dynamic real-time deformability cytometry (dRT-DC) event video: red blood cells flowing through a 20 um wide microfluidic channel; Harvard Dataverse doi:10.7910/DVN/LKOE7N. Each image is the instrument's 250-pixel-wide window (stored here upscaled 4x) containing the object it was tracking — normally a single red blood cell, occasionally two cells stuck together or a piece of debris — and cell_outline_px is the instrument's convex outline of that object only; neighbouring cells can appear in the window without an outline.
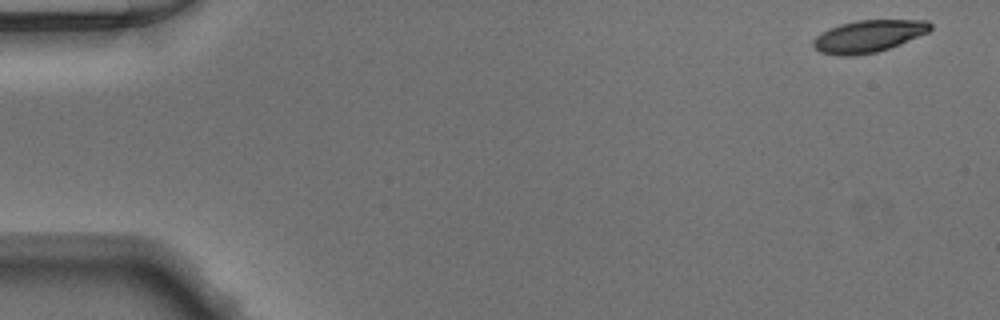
{"species": "Egyptian fruit bat (a non-hibernating species)", "species_latin": "Rousettus aegyptiacus", "temperature_condition": "warm", "stored_images_in_passage": 48, "camera_frame_rate_fps": 3000, "um_per_image_px": 0.085, "animal": {"sex": "male"}, "frame": {"image": 1, "passage_image": 1, "time_ms": 0.0, "image_size_px": [1000, 320], "cell_outline_px": [[932, 28], [928, 32], [888, 48], [876, 52], [852, 56], [840, 56], [820, 52], [812, 44], [812, 40], [816, 36], [828, 28], [840, 24], [856, 20], [928, 20], [932, 24]], "centroid_in_image_um": [73.79, 3.07], "position_along_channel_um": 11.2, "area_um2": 21.85}}
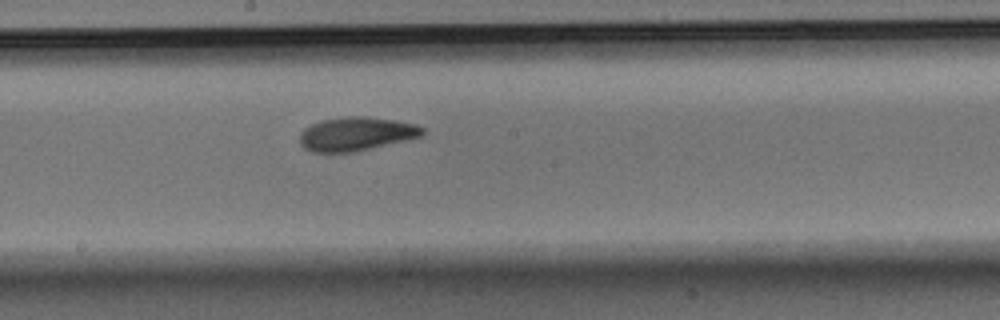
{"frame": {"image": 2, "passage_image": 26, "time_ms": 8.333, "image_size_px": [1000, 320], "cell_outline_px": [[424, 136], [408, 140], [356, 152], [312, 152], [304, 148], [300, 144], [300, 132], [304, 128], [320, 120], [348, 116], [368, 116], [396, 120], [416, 124], [424, 128]], "centroid_in_image_um": [30.31, 11.38], "position_along_channel_um": 217.9, "area_um2": 24.51}}
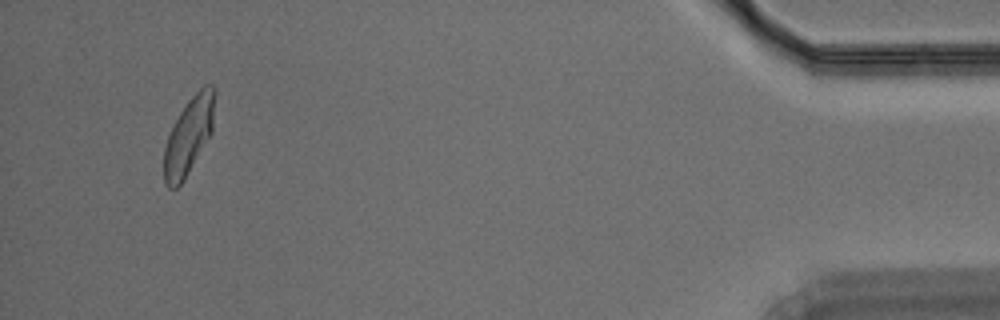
{"frame": {"image": 3, "passage_image": 46, "time_ms": 15.0, "image_size_px": [1000, 320], "cell_outline_px": [[216, 92], [212, 132], [184, 180], [176, 188], [168, 188], [164, 184], [164, 148], [168, 136], [180, 112], [188, 100], [204, 84], [212, 84], [216, 88]], "centroid_in_image_um": [16.07, 11.52], "position_along_channel_um": 419.1, "area_um2": 22.72}}